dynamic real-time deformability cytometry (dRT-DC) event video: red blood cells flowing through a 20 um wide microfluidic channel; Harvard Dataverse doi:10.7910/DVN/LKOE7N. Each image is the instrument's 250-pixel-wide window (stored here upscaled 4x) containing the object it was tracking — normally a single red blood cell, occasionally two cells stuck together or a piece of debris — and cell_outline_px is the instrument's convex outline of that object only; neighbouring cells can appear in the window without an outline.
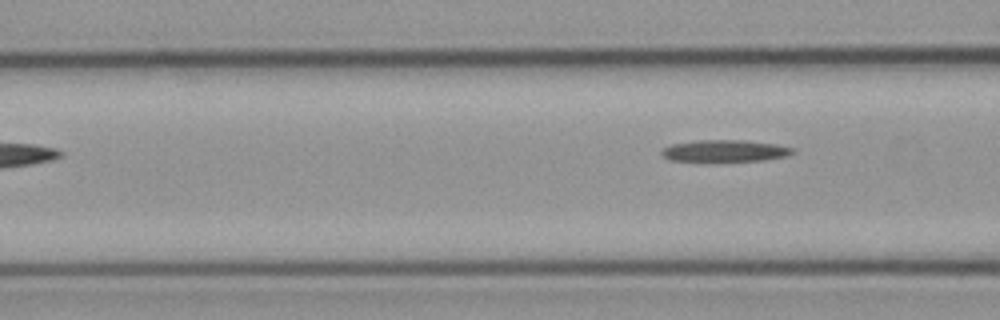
{"species": "common noctule bat (a hibernating species)", "species_latin": "Nyctalus noctula", "temperature_condition": "cold", "stored_images_in_passage": 3, "camera_frame_rate_fps": 3000, "um_per_image_px": 0.085, "animal": {"sex": "male", "body_mass_g": 23.1, "forearm_length_mm": 52.7}, "frame": {"image": 1, "passage_image": 3, "time_ms": 2.333, "image_size_px": [1000, 320], "cell_outline_px": [[796, 152], [788, 156], [764, 160], [668, 160], [660, 152], [664, 148], [672, 144], [696, 140], [744, 140], [776, 144], [792, 148]], "centroid_in_image_um": [61.65, 12.8], "position_along_channel_um": 105.0, "area_um2": 16.3}}